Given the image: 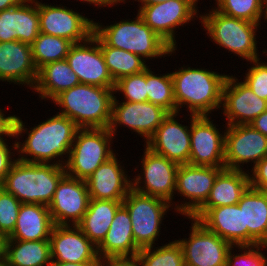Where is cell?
Returning a JSON list of instances; mask_svg holds the SVG:
<instances>
[{"mask_svg": "<svg viewBox=\"0 0 267 266\" xmlns=\"http://www.w3.org/2000/svg\"><path fill=\"white\" fill-rule=\"evenodd\" d=\"M46 119L28 129L25 127V121L17 116L14 138L17 159L30 163L64 166L79 128L74 121L58 113ZM25 134V140L20 142V138L24 139Z\"/></svg>", "mask_w": 267, "mask_h": 266, "instance_id": "6da1fadb", "label": "cell"}, {"mask_svg": "<svg viewBox=\"0 0 267 266\" xmlns=\"http://www.w3.org/2000/svg\"><path fill=\"white\" fill-rule=\"evenodd\" d=\"M228 74H221L207 68L181 66L171 72L173 80L176 113L201 116L221 110L223 86ZM186 106V107H185ZM186 109H181V108ZM181 111V112H180Z\"/></svg>", "mask_w": 267, "mask_h": 266, "instance_id": "7a4b0ae2", "label": "cell"}, {"mask_svg": "<svg viewBox=\"0 0 267 266\" xmlns=\"http://www.w3.org/2000/svg\"><path fill=\"white\" fill-rule=\"evenodd\" d=\"M114 96V88L80 83L61 92L51 103L59 107L58 114L74 121L79 129L109 128Z\"/></svg>", "mask_w": 267, "mask_h": 266, "instance_id": "3957f363", "label": "cell"}, {"mask_svg": "<svg viewBox=\"0 0 267 266\" xmlns=\"http://www.w3.org/2000/svg\"><path fill=\"white\" fill-rule=\"evenodd\" d=\"M135 16L106 26L94 21V33L107 46L134 53L147 61L176 53V49L155 33L138 12Z\"/></svg>", "mask_w": 267, "mask_h": 266, "instance_id": "277c9868", "label": "cell"}, {"mask_svg": "<svg viewBox=\"0 0 267 266\" xmlns=\"http://www.w3.org/2000/svg\"><path fill=\"white\" fill-rule=\"evenodd\" d=\"M64 166L52 163H30L16 159L1 187L21 203L49 205L61 178Z\"/></svg>", "mask_w": 267, "mask_h": 266, "instance_id": "5b68a950", "label": "cell"}, {"mask_svg": "<svg viewBox=\"0 0 267 266\" xmlns=\"http://www.w3.org/2000/svg\"><path fill=\"white\" fill-rule=\"evenodd\" d=\"M207 11L209 13L200 14L199 22L210 40L219 46L218 49L222 47L245 62L260 58L256 33H260L261 23L227 16L213 7Z\"/></svg>", "mask_w": 267, "mask_h": 266, "instance_id": "8992f818", "label": "cell"}, {"mask_svg": "<svg viewBox=\"0 0 267 266\" xmlns=\"http://www.w3.org/2000/svg\"><path fill=\"white\" fill-rule=\"evenodd\" d=\"M114 139L109 128L78 129L64 165L66 174L86 180L116 154V150L112 149Z\"/></svg>", "mask_w": 267, "mask_h": 266, "instance_id": "52a82bcc", "label": "cell"}, {"mask_svg": "<svg viewBox=\"0 0 267 266\" xmlns=\"http://www.w3.org/2000/svg\"><path fill=\"white\" fill-rule=\"evenodd\" d=\"M128 210L135 244L140 248L155 246L167 212L173 207L167 201L142 194L131 188L122 201Z\"/></svg>", "mask_w": 267, "mask_h": 266, "instance_id": "ba28073f", "label": "cell"}, {"mask_svg": "<svg viewBox=\"0 0 267 266\" xmlns=\"http://www.w3.org/2000/svg\"><path fill=\"white\" fill-rule=\"evenodd\" d=\"M198 2L200 0H171L159 4L138 5V14L155 33L177 50L176 30L200 19Z\"/></svg>", "mask_w": 267, "mask_h": 266, "instance_id": "9c48e42d", "label": "cell"}, {"mask_svg": "<svg viewBox=\"0 0 267 266\" xmlns=\"http://www.w3.org/2000/svg\"><path fill=\"white\" fill-rule=\"evenodd\" d=\"M143 147L145 149L139 159L141 168L131 179L132 188L142 194L167 201L174 209L176 173L179 164L153 153L145 145Z\"/></svg>", "mask_w": 267, "mask_h": 266, "instance_id": "30bf717a", "label": "cell"}, {"mask_svg": "<svg viewBox=\"0 0 267 266\" xmlns=\"http://www.w3.org/2000/svg\"><path fill=\"white\" fill-rule=\"evenodd\" d=\"M223 169L225 168L179 165L176 173L175 195L177 193L184 201L174 202L176 214L191 217L206 202L217 175Z\"/></svg>", "mask_w": 267, "mask_h": 266, "instance_id": "8fae6325", "label": "cell"}, {"mask_svg": "<svg viewBox=\"0 0 267 266\" xmlns=\"http://www.w3.org/2000/svg\"><path fill=\"white\" fill-rule=\"evenodd\" d=\"M185 219L191 221L189 237L177 240L183 249L185 266H226L232 245L198 220L192 217Z\"/></svg>", "mask_w": 267, "mask_h": 266, "instance_id": "7c38bea8", "label": "cell"}, {"mask_svg": "<svg viewBox=\"0 0 267 266\" xmlns=\"http://www.w3.org/2000/svg\"><path fill=\"white\" fill-rule=\"evenodd\" d=\"M169 115L163 107L145 102L119 101L116 96L112 101V118L109 126L114 138L120 126L128 128L143 138L144 145L154 135L158 126ZM116 135V136H115Z\"/></svg>", "mask_w": 267, "mask_h": 266, "instance_id": "4fadbf2b", "label": "cell"}, {"mask_svg": "<svg viewBox=\"0 0 267 266\" xmlns=\"http://www.w3.org/2000/svg\"><path fill=\"white\" fill-rule=\"evenodd\" d=\"M225 128V168L248 171L267 156V137L248 125H222ZM253 163V164H252ZM253 165V166H252Z\"/></svg>", "mask_w": 267, "mask_h": 266, "instance_id": "5bb4252c", "label": "cell"}, {"mask_svg": "<svg viewBox=\"0 0 267 266\" xmlns=\"http://www.w3.org/2000/svg\"><path fill=\"white\" fill-rule=\"evenodd\" d=\"M40 32L68 39L86 41L94 32V21L67 6L42 3L38 0Z\"/></svg>", "mask_w": 267, "mask_h": 266, "instance_id": "9a60e30c", "label": "cell"}, {"mask_svg": "<svg viewBox=\"0 0 267 266\" xmlns=\"http://www.w3.org/2000/svg\"><path fill=\"white\" fill-rule=\"evenodd\" d=\"M212 115L191 114L189 164L225 168V130L214 123ZM210 117V118H209ZM222 132V133H221Z\"/></svg>", "mask_w": 267, "mask_h": 266, "instance_id": "2e32d148", "label": "cell"}, {"mask_svg": "<svg viewBox=\"0 0 267 266\" xmlns=\"http://www.w3.org/2000/svg\"><path fill=\"white\" fill-rule=\"evenodd\" d=\"M235 75L227 76L223 86L221 114L226 125H248L267 110V101L259 98Z\"/></svg>", "mask_w": 267, "mask_h": 266, "instance_id": "e0dca14e", "label": "cell"}, {"mask_svg": "<svg viewBox=\"0 0 267 266\" xmlns=\"http://www.w3.org/2000/svg\"><path fill=\"white\" fill-rule=\"evenodd\" d=\"M66 60L81 84L114 88L115 81L106 66L101 46L93 35L86 41L74 43Z\"/></svg>", "mask_w": 267, "mask_h": 266, "instance_id": "ac0fdd59", "label": "cell"}, {"mask_svg": "<svg viewBox=\"0 0 267 266\" xmlns=\"http://www.w3.org/2000/svg\"><path fill=\"white\" fill-rule=\"evenodd\" d=\"M90 199L86 181L65 174L48 205L54 225H77L86 213Z\"/></svg>", "mask_w": 267, "mask_h": 266, "instance_id": "d6986e66", "label": "cell"}, {"mask_svg": "<svg viewBox=\"0 0 267 266\" xmlns=\"http://www.w3.org/2000/svg\"><path fill=\"white\" fill-rule=\"evenodd\" d=\"M178 116L183 118L178 112L169 113L145 146L153 153L179 165L189 164L191 114L187 115V117L190 116L188 125L180 124L179 119H176L179 118Z\"/></svg>", "mask_w": 267, "mask_h": 266, "instance_id": "ffe728a7", "label": "cell"}, {"mask_svg": "<svg viewBox=\"0 0 267 266\" xmlns=\"http://www.w3.org/2000/svg\"><path fill=\"white\" fill-rule=\"evenodd\" d=\"M49 242L52 262H102L97 247L77 225H54Z\"/></svg>", "mask_w": 267, "mask_h": 266, "instance_id": "44dd1931", "label": "cell"}, {"mask_svg": "<svg viewBox=\"0 0 267 266\" xmlns=\"http://www.w3.org/2000/svg\"><path fill=\"white\" fill-rule=\"evenodd\" d=\"M38 75L30 44L15 40L0 42V81L33 89Z\"/></svg>", "mask_w": 267, "mask_h": 266, "instance_id": "7402d4cb", "label": "cell"}, {"mask_svg": "<svg viewBox=\"0 0 267 266\" xmlns=\"http://www.w3.org/2000/svg\"><path fill=\"white\" fill-rule=\"evenodd\" d=\"M118 153L101 164L85 181L91 199L123 201L132 188V178ZM123 165V166H122Z\"/></svg>", "mask_w": 267, "mask_h": 266, "instance_id": "603a6c76", "label": "cell"}, {"mask_svg": "<svg viewBox=\"0 0 267 266\" xmlns=\"http://www.w3.org/2000/svg\"><path fill=\"white\" fill-rule=\"evenodd\" d=\"M140 250L134 241L130 214L122 204L116 211L105 238L97 246L98 257L102 261L112 258H133Z\"/></svg>", "mask_w": 267, "mask_h": 266, "instance_id": "cb8c5ba5", "label": "cell"}, {"mask_svg": "<svg viewBox=\"0 0 267 266\" xmlns=\"http://www.w3.org/2000/svg\"><path fill=\"white\" fill-rule=\"evenodd\" d=\"M249 187L248 171L223 169L217 175L208 199L191 217L199 220L210 208L238 204Z\"/></svg>", "mask_w": 267, "mask_h": 266, "instance_id": "d4e9b609", "label": "cell"}, {"mask_svg": "<svg viewBox=\"0 0 267 266\" xmlns=\"http://www.w3.org/2000/svg\"><path fill=\"white\" fill-rule=\"evenodd\" d=\"M198 221L232 246L248 245L243 209L238 204L210 208Z\"/></svg>", "mask_w": 267, "mask_h": 266, "instance_id": "484cf974", "label": "cell"}, {"mask_svg": "<svg viewBox=\"0 0 267 266\" xmlns=\"http://www.w3.org/2000/svg\"><path fill=\"white\" fill-rule=\"evenodd\" d=\"M54 223L47 205L22 203L8 240H49Z\"/></svg>", "mask_w": 267, "mask_h": 266, "instance_id": "4316f807", "label": "cell"}, {"mask_svg": "<svg viewBox=\"0 0 267 266\" xmlns=\"http://www.w3.org/2000/svg\"><path fill=\"white\" fill-rule=\"evenodd\" d=\"M243 209L248 245L267 244V192L249 187L238 202Z\"/></svg>", "mask_w": 267, "mask_h": 266, "instance_id": "83f0119b", "label": "cell"}, {"mask_svg": "<svg viewBox=\"0 0 267 266\" xmlns=\"http://www.w3.org/2000/svg\"><path fill=\"white\" fill-rule=\"evenodd\" d=\"M80 84L66 59L48 63L38 70L32 92L37 93L40 101L53 100L61 92Z\"/></svg>", "mask_w": 267, "mask_h": 266, "instance_id": "f1b7e54d", "label": "cell"}, {"mask_svg": "<svg viewBox=\"0 0 267 266\" xmlns=\"http://www.w3.org/2000/svg\"><path fill=\"white\" fill-rule=\"evenodd\" d=\"M122 201L90 199L89 207L77 226L97 247L105 238Z\"/></svg>", "mask_w": 267, "mask_h": 266, "instance_id": "f546056e", "label": "cell"}, {"mask_svg": "<svg viewBox=\"0 0 267 266\" xmlns=\"http://www.w3.org/2000/svg\"><path fill=\"white\" fill-rule=\"evenodd\" d=\"M49 240H7L6 264L8 266H51Z\"/></svg>", "mask_w": 267, "mask_h": 266, "instance_id": "4dcf8cb0", "label": "cell"}, {"mask_svg": "<svg viewBox=\"0 0 267 266\" xmlns=\"http://www.w3.org/2000/svg\"><path fill=\"white\" fill-rule=\"evenodd\" d=\"M92 35L101 46L106 66L115 82L124 76L140 73L150 67L142 57L123 49L107 46L94 32Z\"/></svg>", "mask_w": 267, "mask_h": 266, "instance_id": "1f68e13d", "label": "cell"}, {"mask_svg": "<svg viewBox=\"0 0 267 266\" xmlns=\"http://www.w3.org/2000/svg\"><path fill=\"white\" fill-rule=\"evenodd\" d=\"M73 44L68 39L40 32L31 44L35 67L39 70L48 63L66 59Z\"/></svg>", "mask_w": 267, "mask_h": 266, "instance_id": "d6a6232c", "label": "cell"}, {"mask_svg": "<svg viewBox=\"0 0 267 266\" xmlns=\"http://www.w3.org/2000/svg\"><path fill=\"white\" fill-rule=\"evenodd\" d=\"M148 102L161 106L169 113H176L173 80L171 72L156 74L151 67L147 68Z\"/></svg>", "mask_w": 267, "mask_h": 266, "instance_id": "836d02e7", "label": "cell"}, {"mask_svg": "<svg viewBox=\"0 0 267 266\" xmlns=\"http://www.w3.org/2000/svg\"><path fill=\"white\" fill-rule=\"evenodd\" d=\"M136 257L141 266H185L183 249L176 238L162 246L143 248Z\"/></svg>", "mask_w": 267, "mask_h": 266, "instance_id": "e575fe53", "label": "cell"}, {"mask_svg": "<svg viewBox=\"0 0 267 266\" xmlns=\"http://www.w3.org/2000/svg\"><path fill=\"white\" fill-rule=\"evenodd\" d=\"M17 40L32 44L40 33L38 0H28L16 5Z\"/></svg>", "mask_w": 267, "mask_h": 266, "instance_id": "d590c367", "label": "cell"}, {"mask_svg": "<svg viewBox=\"0 0 267 266\" xmlns=\"http://www.w3.org/2000/svg\"><path fill=\"white\" fill-rule=\"evenodd\" d=\"M220 13L253 23H263L264 0H214Z\"/></svg>", "mask_w": 267, "mask_h": 266, "instance_id": "8d00e7d4", "label": "cell"}, {"mask_svg": "<svg viewBox=\"0 0 267 266\" xmlns=\"http://www.w3.org/2000/svg\"><path fill=\"white\" fill-rule=\"evenodd\" d=\"M120 92V93H119ZM122 94L121 101L145 102L147 95V69L144 71L124 76L115 82L114 94ZM124 99V100H123Z\"/></svg>", "mask_w": 267, "mask_h": 266, "instance_id": "74e56055", "label": "cell"}, {"mask_svg": "<svg viewBox=\"0 0 267 266\" xmlns=\"http://www.w3.org/2000/svg\"><path fill=\"white\" fill-rule=\"evenodd\" d=\"M236 248V249H235ZM238 253H234L237 250ZM266 245H240L232 246L227 254L226 266H267Z\"/></svg>", "mask_w": 267, "mask_h": 266, "instance_id": "f35d334b", "label": "cell"}, {"mask_svg": "<svg viewBox=\"0 0 267 266\" xmlns=\"http://www.w3.org/2000/svg\"><path fill=\"white\" fill-rule=\"evenodd\" d=\"M21 202L0 186V234L9 237L14 231Z\"/></svg>", "mask_w": 267, "mask_h": 266, "instance_id": "ab89813d", "label": "cell"}, {"mask_svg": "<svg viewBox=\"0 0 267 266\" xmlns=\"http://www.w3.org/2000/svg\"><path fill=\"white\" fill-rule=\"evenodd\" d=\"M262 54L267 55V49L262 50ZM261 58L254 59L248 63L251 66L247 68L244 79L250 89L259 98L267 101V62L260 61Z\"/></svg>", "mask_w": 267, "mask_h": 266, "instance_id": "60d3db41", "label": "cell"}, {"mask_svg": "<svg viewBox=\"0 0 267 266\" xmlns=\"http://www.w3.org/2000/svg\"><path fill=\"white\" fill-rule=\"evenodd\" d=\"M16 6L0 11V42L17 40Z\"/></svg>", "mask_w": 267, "mask_h": 266, "instance_id": "b9f144b4", "label": "cell"}, {"mask_svg": "<svg viewBox=\"0 0 267 266\" xmlns=\"http://www.w3.org/2000/svg\"><path fill=\"white\" fill-rule=\"evenodd\" d=\"M9 141L11 142V140L0 141V186L3 184L12 164L17 159L15 157L17 153H14L16 152V141L14 140L13 143L12 139V145H10L11 143L8 144Z\"/></svg>", "mask_w": 267, "mask_h": 266, "instance_id": "7bdbcfd3", "label": "cell"}, {"mask_svg": "<svg viewBox=\"0 0 267 266\" xmlns=\"http://www.w3.org/2000/svg\"><path fill=\"white\" fill-rule=\"evenodd\" d=\"M250 187L267 192V156L249 169ZM250 170V171H249Z\"/></svg>", "mask_w": 267, "mask_h": 266, "instance_id": "ee69618b", "label": "cell"}, {"mask_svg": "<svg viewBox=\"0 0 267 266\" xmlns=\"http://www.w3.org/2000/svg\"><path fill=\"white\" fill-rule=\"evenodd\" d=\"M3 109L0 108V141H7V137L15 138V123L17 116L14 114H4Z\"/></svg>", "mask_w": 267, "mask_h": 266, "instance_id": "f6af8a7d", "label": "cell"}, {"mask_svg": "<svg viewBox=\"0 0 267 266\" xmlns=\"http://www.w3.org/2000/svg\"><path fill=\"white\" fill-rule=\"evenodd\" d=\"M101 266H141L137 257L133 258H112L103 260Z\"/></svg>", "mask_w": 267, "mask_h": 266, "instance_id": "bcb514c9", "label": "cell"}, {"mask_svg": "<svg viewBox=\"0 0 267 266\" xmlns=\"http://www.w3.org/2000/svg\"><path fill=\"white\" fill-rule=\"evenodd\" d=\"M76 1L81 2V4L87 3L88 6L93 5V6L97 7V9L98 8L101 9L103 7H105V8L108 7V9H109V7L112 8V6L115 7V5L119 6V5H121V3H124V0H76Z\"/></svg>", "mask_w": 267, "mask_h": 266, "instance_id": "7dc6e473", "label": "cell"}, {"mask_svg": "<svg viewBox=\"0 0 267 266\" xmlns=\"http://www.w3.org/2000/svg\"><path fill=\"white\" fill-rule=\"evenodd\" d=\"M250 125L267 137V110L256 117Z\"/></svg>", "mask_w": 267, "mask_h": 266, "instance_id": "c3c4849f", "label": "cell"}, {"mask_svg": "<svg viewBox=\"0 0 267 266\" xmlns=\"http://www.w3.org/2000/svg\"><path fill=\"white\" fill-rule=\"evenodd\" d=\"M51 266H101V262H81V263L52 262Z\"/></svg>", "mask_w": 267, "mask_h": 266, "instance_id": "681fc988", "label": "cell"}, {"mask_svg": "<svg viewBox=\"0 0 267 266\" xmlns=\"http://www.w3.org/2000/svg\"><path fill=\"white\" fill-rule=\"evenodd\" d=\"M8 237L0 234V264L6 262V245Z\"/></svg>", "mask_w": 267, "mask_h": 266, "instance_id": "f907efd6", "label": "cell"}, {"mask_svg": "<svg viewBox=\"0 0 267 266\" xmlns=\"http://www.w3.org/2000/svg\"><path fill=\"white\" fill-rule=\"evenodd\" d=\"M20 4L18 0H0V11Z\"/></svg>", "mask_w": 267, "mask_h": 266, "instance_id": "816d5d0a", "label": "cell"}, {"mask_svg": "<svg viewBox=\"0 0 267 266\" xmlns=\"http://www.w3.org/2000/svg\"><path fill=\"white\" fill-rule=\"evenodd\" d=\"M128 1L124 0L123 4L125 3L127 4ZM133 1H137L139 3L138 5H152V4H159V3H163L165 1H171V0H133Z\"/></svg>", "mask_w": 267, "mask_h": 266, "instance_id": "f5cc1de1", "label": "cell"}, {"mask_svg": "<svg viewBox=\"0 0 267 266\" xmlns=\"http://www.w3.org/2000/svg\"><path fill=\"white\" fill-rule=\"evenodd\" d=\"M264 22H267V0H264V16H263Z\"/></svg>", "mask_w": 267, "mask_h": 266, "instance_id": "db71d44e", "label": "cell"}, {"mask_svg": "<svg viewBox=\"0 0 267 266\" xmlns=\"http://www.w3.org/2000/svg\"><path fill=\"white\" fill-rule=\"evenodd\" d=\"M0 266H8V265L6 264V262H4V263H1Z\"/></svg>", "mask_w": 267, "mask_h": 266, "instance_id": "11a10c76", "label": "cell"}, {"mask_svg": "<svg viewBox=\"0 0 267 266\" xmlns=\"http://www.w3.org/2000/svg\"><path fill=\"white\" fill-rule=\"evenodd\" d=\"M20 3L26 2L28 0H18Z\"/></svg>", "mask_w": 267, "mask_h": 266, "instance_id": "9f6ffc18", "label": "cell"}]
</instances>
